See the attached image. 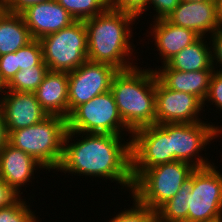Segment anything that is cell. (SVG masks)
<instances>
[{
	"label": "cell",
	"instance_id": "cell-34",
	"mask_svg": "<svg viewBox=\"0 0 222 222\" xmlns=\"http://www.w3.org/2000/svg\"><path fill=\"white\" fill-rule=\"evenodd\" d=\"M50 0H5L6 10L11 13L21 14L29 6Z\"/></svg>",
	"mask_w": 222,
	"mask_h": 222
},
{
	"label": "cell",
	"instance_id": "cell-27",
	"mask_svg": "<svg viewBox=\"0 0 222 222\" xmlns=\"http://www.w3.org/2000/svg\"><path fill=\"white\" fill-rule=\"evenodd\" d=\"M20 197L11 206L0 208V222H39L38 215L30 209V204Z\"/></svg>",
	"mask_w": 222,
	"mask_h": 222
},
{
	"label": "cell",
	"instance_id": "cell-9",
	"mask_svg": "<svg viewBox=\"0 0 222 222\" xmlns=\"http://www.w3.org/2000/svg\"><path fill=\"white\" fill-rule=\"evenodd\" d=\"M188 222H222V173L213 163L193 170Z\"/></svg>",
	"mask_w": 222,
	"mask_h": 222
},
{
	"label": "cell",
	"instance_id": "cell-35",
	"mask_svg": "<svg viewBox=\"0 0 222 222\" xmlns=\"http://www.w3.org/2000/svg\"><path fill=\"white\" fill-rule=\"evenodd\" d=\"M9 134L0 108V150L8 144Z\"/></svg>",
	"mask_w": 222,
	"mask_h": 222
},
{
	"label": "cell",
	"instance_id": "cell-22",
	"mask_svg": "<svg viewBox=\"0 0 222 222\" xmlns=\"http://www.w3.org/2000/svg\"><path fill=\"white\" fill-rule=\"evenodd\" d=\"M193 190V171L178 193L157 210V222H188V193Z\"/></svg>",
	"mask_w": 222,
	"mask_h": 222
},
{
	"label": "cell",
	"instance_id": "cell-30",
	"mask_svg": "<svg viewBox=\"0 0 222 222\" xmlns=\"http://www.w3.org/2000/svg\"><path fill=\"white\" fill-rule=\"evenodd\" d=\"M179 2L180 0H148L146 11L151 9L150 6L153 5L152 8L156 13L153 15L152 19H164L167 18L169 14L177 8Z\"/></svg>",
	"mask_w": 222,
	"mask_h": 222
},
{
	"label": "cell",
	"instance_id": "cell-36",
	"mask_svg": "<svg viewBox=\"0 0 222 222\" xmlns=\"http://www.w3.org/2000/svg\"><path fill=\"white\" fill-rule=\"evenodd\" d=\"M6 89H7V84L4 82L0 74V95H2L6 91Z\"/></svg>",
	"mask_w": 222,
	"mask_h": 222
},
{
	"label": "cell",
	"instance_id": "cell-10",
	"mask_svg": "<svg viewBox=\"0 0 222 222\" xmlns=\"http://www.w3.org/2000/svg\"><path fill=\"white\" fill-rule=\"evenodd\" d=\"M171 162L169 123L141 127L131 136V174L135 181L146 169Z\"/></svg>",
	"mask_w": 222,
	"mask_h": 222
},
{
	"label": "cell",
	"instance_id": "cell-6",
	"mask_svg": "<svg viewBox=\"0 0 222 222\" xmlns=\"http://www.w3.org/2000/svg\"><path fill=\"white\" fill-rule=\"evenodd\" d=\"M40 43L49 71L70 72L88 60L84 21H74L68 27L42 37Z\"/></svg>",
	"mask_w": 222,
	"mask_h": 222
},
{
	"label": "cell",
	"instance_id": "cell-21",
	"mask_svg": "<svg viewBox=\"0 0 222 222\" xmlns=\"http://www.w3.org/2000/svg\"><path fill=\"white\" fill-rule=\"evenodd\" d=\"M32 40L21 14L6 11L0 17V56L16 52Z\"/></svg>",
	"mask_w": 222,
	"mask_h": 222
},
{
	"label": "cell",
	"instance_id": "cell-31",
	"mask_svg": "<svg viewBox=\"0 0 222 222\" xmlns=\"http://www.w3.org/2000/svg\"><path fill=\"white\" fill-rule=\"evenodd\" d=\"M17 73L16 53H8L0 56V74L8 84Z\"/></svg>",
	"mask_w": 222,
	"mask_h": 222
},
{
	"label": "cell",
	"instance_id": "cell-16",
	"mask_svg": "<svg viewBox=\"0 0 222 222\" xmlns=\"http://www.w3.org/2000/svg\"><path fill=\"white\" fill-rule=\"evenodd\" d=\"M38 168L44 169L32 156L9 143L0 150V177L19 195L23 194L21 187L32 183Z\"/></svg>",
	"mask_w": 222,
	"mask_h": 222
},
{
	"label": "cell",
	"instance_id": "cell-5",
	"mask_svg": "<svg viewBox=\"0 0 222 222\" xmlns=\"http://www.w3.org/2000/svg\"><path fill=\"white\" fill-rule=\"evenodd\" d=\"M195 169L190 163L174 161L146 169L133 184L131 196L157 211L173 198Z\"/></svg>",
	"mask_w": 222,
	"mask_h": 222
},
{
	"label": "cell",
	"instance_id": "cell-29",
	"mask_svg": "<svg viewBox=\"0 0 222 222\" xmlns=\"http://www.w3.org/2000/svg\"><path fill=\"white\" fill-rule=\"evenodd\" d=\"M207 103L215 105L220 112L222 111V72L214 70L211 75L209 91L204 100L203 108H205V105L209 106Z\"/></svg>",
	"mask_w": 222,
	"mask_h": 222
},
{
	"label": "cell",
	"instance_id": "cell-37",
	"mask_svg": "<svg viewBox=\"0 0 222 222\" xmlns=\"http://www.w3.org/2000/svg\"><path fill=\"white\" fill-rule=\"evenodd\" d=\"M5 0H0V17L6 12Z\"/></svg>",
	"mask_w": 222,
	"mask_h": 222
},
{
	"label": "cell",
	"instance_id": "cell-4",
	"mask_svg": "<svg viewBox=\"0 0 222 222\" xmlns=\"http://www.w3.org/2000/svg\"><path fill=\"white\" fill-rule=\"evenodd\" d=\"M67 132V119L49 115L32 126L11 131L8 143L32 156L44 170L58 169Z\"/></svg>",
	"mask_w": 222,
	"mask_h": 222
},
{
	"label": "cell",
	"instance_id": "cell-13",
	"mask_svg": "<svg viewBox=\"0 0 222 222\" xmlns=\"http://www.w3.org/2000/svg\"><path fill=\"white\" fill-rule=\"evenodd\" d=\"M0 100L8 134L37 124L49 116L36 99L34 92L6 90Z\"/></svg>",
	"mask_w": 222,
	"mask_h": 222
},
{
	"label": "cell",
	"instance_id": "cell-17",
	"mask_svg": "<svg viewBox=\"0 0 222 222\" xmlns=\"http://www.w3.org/2000/svg\"><path fill=\"white\" fill-rule=\"evenodd\" d=\"M149 27V35L153 36L154 45L161 57V63L166 64L173 56L183 48L195 42L200 36L194 31L176 26L166 18L154 20Z\"/></svg>",
	"mask_w": 222,
	"mask_h": 222
},
{
	"label": "cell",
	"instance_id": "cell-32",
	"mask_svg": "<svg viewBox=\"0 0 222 222\" xmlns=\"http://www.w3.org/2000/svg\"><path fill=\"white\" fill-rule=\"evenodd\" d=\"M209 40L211 43L213 68L214 70L216 69V71L222 72V28L217 30L213 35H211ZM217 65L219 69H217Z\"/></svg>",
	"mask_w": 222,
	"mask_h": 222
},
{
	"label": "cell",
	"instance_id": "cell-39",
	"mask_svg": "<svg viewBox=\"0 0 222 222\" xmlns=\"http://www.w3.org/2000/svg\"><path fill=\"white\" fill-rule=\"evenodd\" d=\"M184 2H202V1H218V0H180Z\"/></svg>",
	"mask_w": 222,
	"mask_h": 222
},
{
	"label": "cell",
	"instance_id": "cell-24",
	"mask_svg": "<svg viewBox=\"0 0 222 222\" xmlns=\"http://www.w3.org/2000/svg\"><path fill=\"white\" fill-rule=\"evenodd\" d=\"M48 72V67H28L24 70H19L7 84L6 90L34 92Z\"/></svg>",
	"mask_w": 222,
	"mask_h": 222
},
{
	"label": "cell",
	"instance_id": "cell-11",
	"mask_svg": "<svg viewBox=\"0 0 222 222\" xmlns=\"http://www.w3.org/2000/svg\"><path fill=\"white\" fill-rule=\"evenodd\" d=\"M117 72L111 65L89 60L68 72V116L77 106L110 91Z\"/></svg>",
	"mask_w": 222,
	"mask_h": 222
},
{
	"label": "cell",
	"instance_id": "cell-38",
	"mask_svg": "<svg viewBox=\"0 0 222 222\" xmlns=\"http://www.w3.org/2000/svg\"><path fill=\"white\" fill-rule=\"evenodd\" d=\"M218 15L222 24V0H218Z\"/></svg>",
	"mask_w": 222,
	"mask_h": 222
},
{
	"label": "cell",
	"instance_id": "cell-2",
	"mask_svg": "<svg viewBox=\"0 0 222 222\" xmlns=\"http://www.w3.org/2000/svg\"><path fill=\"white\" fill-rule=\"evenodd\" d=\"M137 20L134 15L115 9L85 20L88 60L111 65L118 71L137 66L138 63L130 62L134 60L131 56L136 48L130 41L133 38L131 26Z\"/></svg>",
	"mask_w": 222,
	"mask_h": 222
},
{
	"label": "cell",
	"instance_id": "cell-28",
	"mask_svg": "<svg viewBox=\"0 0 222 222\" xmlns=\"http://www.w3.org/2000/svg\"><path fill=\"white\" fill-rule=\"evenodd\" d=\"M108 9L134 15L137 19L147 10L148 0H106Z\"/></svg>",
	"mask_w": 222,
	"mask_h": 222
},
{
	"label": "cell",
	"instance_id": "cell-7",
	"mask_svg": "<svg viewBox=\"0 0 222 222\" xmlns=\"http://www.w3.org/2000/svg\"><path fill=\"white\" fill-rule=\"evenodd\" d=\"M67 130L119 136L128 132L127 134H131L130 139L132 136V131L120 117L111 91L95 96L90 101L77 106L67 118Z\"/></svg>",
	"mask_w": 222,
	"mask_h": 222
},
{
	"label": "cell",
	"instance_id": "cell-20",
	"mask_svg": "<svg viewBox=\"0 0 222 222\" xmlns=\"http://www.w3.org/2000/svg\"><path fill=\"white\" fill-rule=\"evenodd\" d=\"M199 37L195 42L183 48L166 64L178 71L214 70L212 65L211 43L209 38Z\"/></svg>",
	"mask_w": 222,
	"mask_h": 222
},
{
	"label": "cell",
	"instance_id": "cell-15",
	"mask_svg": "<svg viewBox=\"0 0 222 222\" xmlns=\"http://www.w3.org/2000/svg\"><path fill=\"white\" fill-rule=\"evenodd\" d=\"M21 15L32 38L37 40L58 32L75 21L56 0L29 6Z\"/></svg>",
	"mask_w": 222,
	"mask_h": 222
},
{
	"label": "cell",
	"instance_id": "cell-12",
	"mask_svg": "<svg viewBox=\"0 0 222 222\" xmlns=\"http://www.w3.org/2000/svg\"><path fill=\"white\" fill-rule=\"evenodd\" d=\"M203 102L193 94L166 88L156 76V124L203 121Z\"/></svg>",
	"mask_w": 222,
	"mask_h": 222
},
{
	"label": "cell",
	"instance_id": "cell-8",
	"mask_svg": "<svg viewBox=\"0 0 222 222\" xmlns=\"http://www.w3.org/2000/svg\"><path fill=\"white\" fill-rule=\"evenodd\" d=\"M211 123V124H210ZM222 136V127L209 121L198 123H169L171 162L184 161L195 168L212 165L201 151L211 144L213 139ZM200 152V153H199ZM198 155V156H197Z\"/></svg>",
	"mask_w": 222,
	"mask_h": 222
},
{
	"label": "cell",
	"instance_id": "cell-1",
	"mask_svg": "<svg viewBox=\"0 0 222 222\" xmlns=\"http://www.w3.org/2000/svg\"><path fill=\"white\" fill-rule=\"evenodd\" d=\"M128 140L126 142L124 136L114 134L67 130L57 172L77 174L85 176V179L87 176L109 179L131 194L134 181L131 174V139Z\"/></svg>",
	"mask_w": 222,
	"mask_h": 222
},
{
	"label": "cell",
	"instance_id": "cell-33",
	"mask_svg": "<svg viewBox=\"0 0 222 222\" xmlns=\"http://www.w3.org/2000/svg\"><path fill=\"white\" fill-rule=\"evenodd\" d=\"M21 195H19L13 188H11L0 177V208L11 206L14 204Z\"/></svg>",
	"mask_w": 222,
	"mask_h": 222
},
{
	"label": "cell",
	"instance_id": "cell-14",
	"mask_svg": "<svg viewBox=\"0 0 222 222\" xmlns=\"http://www.w3.org/2000/svg\"><path fill=\"white\" fill-rule=\"evenodd\" d=\"M166 19L176 26L194 31L200 37L208 34L211 36L222 28L218 15V1H180Z\"/></svg>",
	"mask_w": 222,
	"mask_h": 222
},
{
	"label": "cell",
	"instance_id": "cell-19",
	"mask_svg": "<svg viewBox=\"0 0 222 222\" xmlns=\"http://www.w3.org/2000/svg\"><path fill=\"white\" fill-rule=\"evenodd\" d=\"M34 94L48 115L68 118V72L49 71Z\"/></svg>",
	"mask_w": 222,
	"mask_h": 222
},
{
	"label": "cell",
	"instance_id": "cell-23",
	"mask_svg": "<svg viewBox=\"0 0 222 222\" xmlns=\"http://www.w3.org/2000/svg\"><path fill=\"white\" fill-rule=\"evenodd\" d=\"M75 21H85L108 9L106 0H56Z\"/></svg>",
	"mask_w": 222,
	"mask_h": 222
},
{
	"label": "cell",
	"instance_id": "cell-18",
	"mask_svg": "<svg viewBox=\"0 0 222 222\" xmlns=\"http://www.w3.org/2000/svg\"><path fill=\"white\" fill-rule=\"evenodd\" d=\"M162 68V69H161ZM157 79L168 89L193 94L203 103L209 91V82L214 70L178 71L167 64L154 69Z\"/></svg>",
	"mask_w": 222,
	"mask_h": 222
},
{
	"label": "cell",
	"instance_id": "cell-26",
	"mask_svg": "<svg viewBox=\"0 0 222 222\" xmlns=\"http://www.w3.org/2000/svg\"><path fill=\"white\" fill-rule=\"evenodd\" d=\"M132 198L133 205L118 212L109 222H157V211L142 205L135 197Z\"/></svg>",
	"mask_w": 222,
	"mask_h": 222
},
{
	"label": "cell",
	"instance_id": "cell-25",
	"mask_svg": "<svg viewBox=\"0 0 222 222\" xmlns=\"http://www.w3.org/2000/svg\"><path fill=\"white\" fill-rule=\"evenodd\" d=\"M15 53L17 72L28 67H48L43 61V51L40 40L33 39Z\"/></svg>",
	"mask_w": 222,
	"mask_h": 222
},
{
	"label": "cell",
	"instance_id": "cell-3",
	"mask_svg": "<svg viewBox=\"0 0 222 222\" xmlns=\"http://www.w3.org/2000/svg\"><path fill=\"white\" fill-rule=\"evenodd\" d=\"M139 68L118 71L110 89L120 117L132 132L156 124V73L150 67Z\"/></svg>",
	"mask_w": 222,
	"mask_h": 222
}]
</instances>
